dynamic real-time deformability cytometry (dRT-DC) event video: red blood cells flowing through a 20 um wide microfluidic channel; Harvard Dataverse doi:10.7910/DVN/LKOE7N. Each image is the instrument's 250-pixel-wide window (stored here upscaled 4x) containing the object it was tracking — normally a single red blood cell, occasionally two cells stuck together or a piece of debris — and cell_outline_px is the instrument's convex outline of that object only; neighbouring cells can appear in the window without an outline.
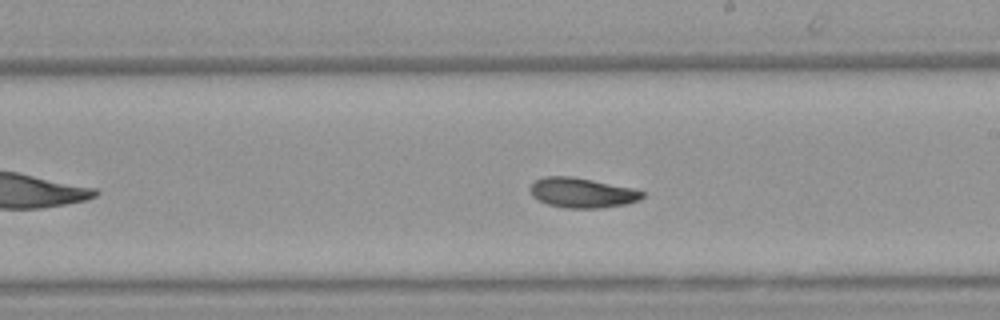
{"species": "Egyptian fruit bat (a non-hibernating species)", "species_latin": "Rousettus aegyptiacus", "temperature_condition": "warm", "stored_images_in_passage": 12, "camera_frame_rate_fps": 3000, "um_per_image_px": 0.085, "animal": {"sex": "female"}, "frame": {"image": 1, "passage_image": 10, "time_ms": 3.0, "image_size_px": [1000, 320], "cell_outline_px": [[644, 196], [640, 200], [624, 204], [600, 208], [568, 208], [548, 204], [536, 200], [532, 196], [528, 188], [536, 180], [544, 176], [572, 176], [632, 188], [644, 192]], "centroid_in_image_um": [49.44, 16.38], "position_along_channel_um": 239.6, "area_um2": 19.54}}